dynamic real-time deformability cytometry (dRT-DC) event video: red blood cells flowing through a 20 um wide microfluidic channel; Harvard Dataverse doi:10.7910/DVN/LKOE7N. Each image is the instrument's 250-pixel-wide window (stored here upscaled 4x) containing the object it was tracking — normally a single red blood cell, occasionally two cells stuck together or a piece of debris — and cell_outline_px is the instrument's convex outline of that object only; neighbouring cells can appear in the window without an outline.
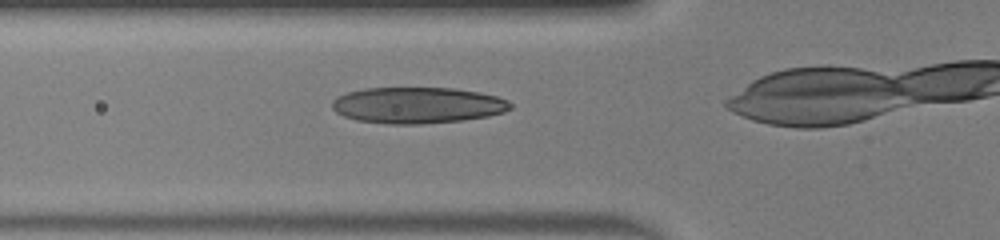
{"species": "human", "species_latin": "Homo sapiens", "temperature_condition": "warm", "stored_images_in_passage": 33, "camera_frame_rate_fps": 3000, "um_per_image_px": 0.085, "donor": {"sex": "male"}, "frame": {"image": 1, "passage_image": 12, "time_ms": 3.667, "image_size_px": [1000, 240], "cell_outline_px": [[512, 108], [504, 112], [488, 116], [464, 120], [420, 124], [388, 124], [356, 120], [344, 116], [336, 112], [332, 108], [332, 100], [336, 96], [348, 92], [364, 88], [452, 88], [480, 92], [496, 96], [508, 100], [512, 104]], "centroid_in_image_um": [35.48, 8.94], "position_along_channel_um": 90.3, "area_um2": 37.8}}
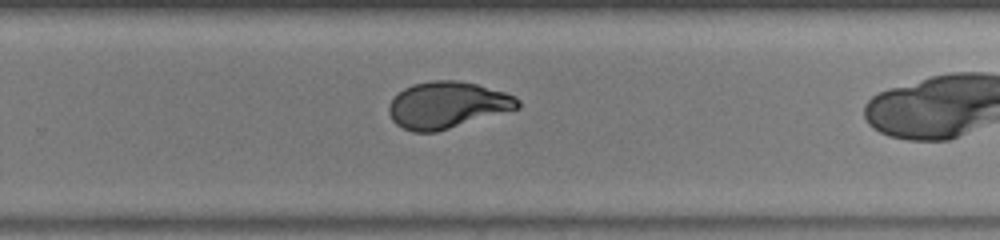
{"frame": {"image": 2, "passage_image": 26, "time_ms": 8.333, "image_size_px": [1000, 240], "cell_outline_px": [[520, 108], [436, 132], [412, 132], [396, 124], [392, 120], [388, 112], [388, 104], [404, 88], [412, 84], [432, 80], [456, 80], [476, 84], [504, 92], [516, 96], [520, 100]], "centroid_in_image_um": [38.01, 8.92], "position_along_channel_um": 291.8, "area_um2": 34.97}}
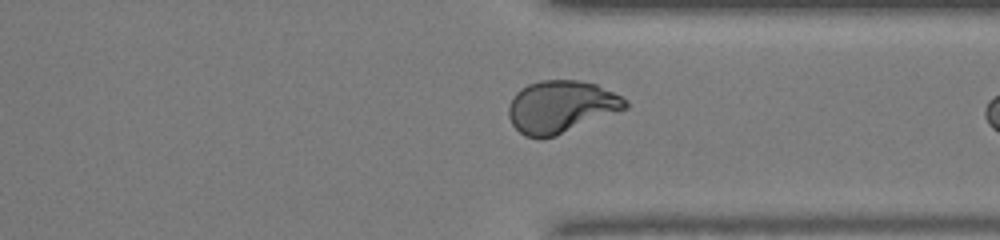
{"frame": {"image": 3, "passage_image": 31, "time_ms": 10.0, "image_size_px": [1000, 240], "cell_outline_px": [[628, 108], [556, 136], [540, 140], [524, 136], [512, 124], [508, 116], [508, 108], [516, 92], [520, 88], [528, 84], [540, 80], [580, 80], [596, 84], [628, 100]], "centroid_in_image_um": [47.67, 9.09], "position_along_channel_um": 363.7, "area_um2": 35.78}}